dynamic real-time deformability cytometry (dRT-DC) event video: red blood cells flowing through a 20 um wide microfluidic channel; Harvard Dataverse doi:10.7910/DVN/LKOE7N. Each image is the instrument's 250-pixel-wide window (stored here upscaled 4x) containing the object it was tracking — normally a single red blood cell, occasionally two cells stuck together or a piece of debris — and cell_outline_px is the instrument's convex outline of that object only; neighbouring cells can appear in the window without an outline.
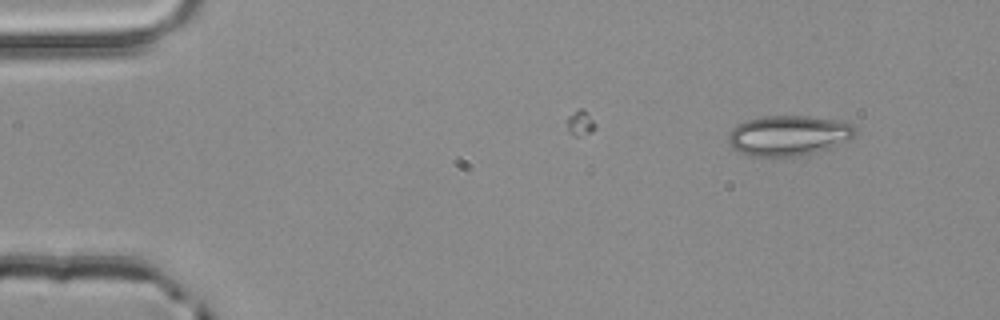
{"species": "common noctule bat (a hibernating species)", "species_latin": "Nyctalus noctula", "temperature_condition": "room temperature", "stored_images_in_passage": 3, "camera_frame_rate_fps": 3000, "um_per_image_px": 0.085, "animal": {"sex": "male", "body_mass_g": 20.4}, "frame": {"image": 1, "passage_image": 3, "time_ms": 0.667, "image_size_px": [1000, 320], "cell_outline_px": [[856, 132], [848, 140], [828, 148], [800, 156], [748, 156], [736, 152], [728, 144], [728, 132], [736, 124], [744, 120], [764, 116], [808, 116], [840, 120], [856, 124]], "centroid_in_image_um": [66.98, 11.51], "position_along_channel_um": 18.0, "area_um2": 30.17}}